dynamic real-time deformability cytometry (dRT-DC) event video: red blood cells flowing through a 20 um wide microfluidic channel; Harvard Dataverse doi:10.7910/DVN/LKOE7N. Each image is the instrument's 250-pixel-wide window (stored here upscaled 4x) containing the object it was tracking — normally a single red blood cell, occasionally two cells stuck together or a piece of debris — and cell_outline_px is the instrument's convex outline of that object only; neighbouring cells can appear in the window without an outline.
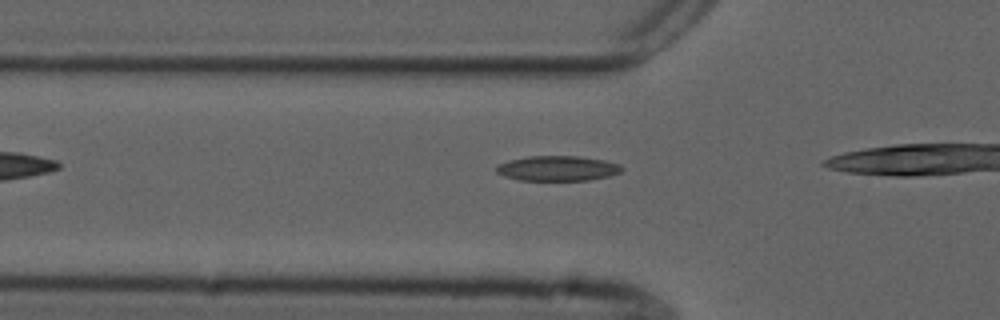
{"species": "common noctule bat (a hibernating species)", "species_latin": "Nyctalus noctula", "temperature_condition": "cold", "stored_images_in_passage": 7, "camera_frame_rate_fps": 3000, "um_per_image_px": 0.085, "animal": {"sex": "male", "forearm_length_mm": 52.5}, "frame": {"image": 1, "passage_image": 2, "time_ms": 0.333, "image_size_px": [1000, 320], "cell_outline_px": [[624, 168], [620, 172], [608, 176], [588, 180], [520, 180], [504, 176], [496, 172], [496, 164], [508, 160], [528, 156], [580, 156], [604, 160], [620, 164]], "centroid_in_image_um": [47.37, 14.3], "position_along_channel_um": 78.4, "area_um2": 18.38}}
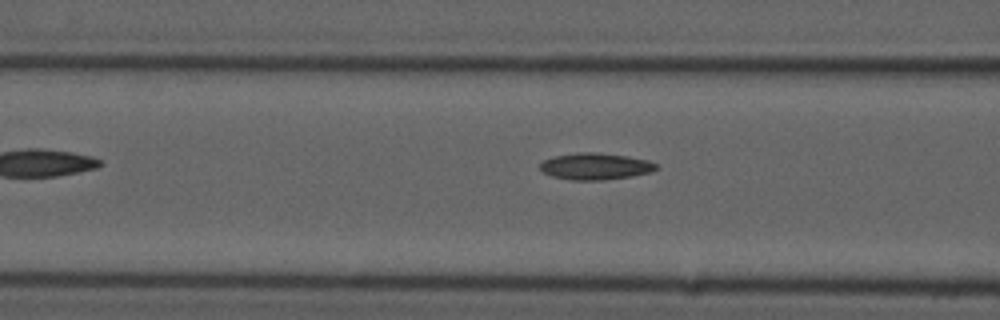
{"frame": {"image": 2, "passage_image": 5, "time_ms": 1.333, "image_size_px": [1000, 320], "cell_outline_px": [[660, 168], [652, 172], [632, 176], [600, 180], [572, 180], [552, 176], [544, 172], [540, 168], [540, 164], [544, 160], [552, 156], [580, 152], [596, 152], [628, 156], [648, 160], [656, 164]], "centroid_in_image_um": [50.63, 14.13], "position_along_channel_um": 116.0, "area_um2": 18.09}}